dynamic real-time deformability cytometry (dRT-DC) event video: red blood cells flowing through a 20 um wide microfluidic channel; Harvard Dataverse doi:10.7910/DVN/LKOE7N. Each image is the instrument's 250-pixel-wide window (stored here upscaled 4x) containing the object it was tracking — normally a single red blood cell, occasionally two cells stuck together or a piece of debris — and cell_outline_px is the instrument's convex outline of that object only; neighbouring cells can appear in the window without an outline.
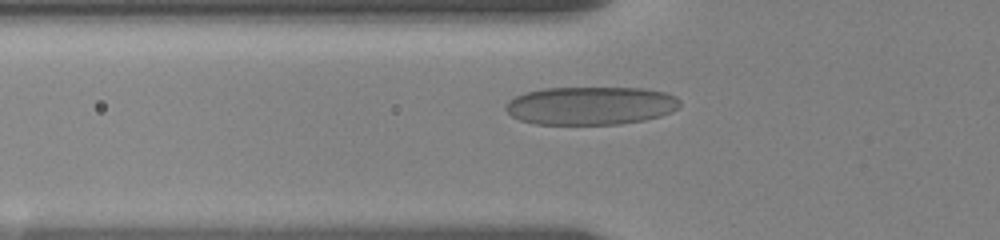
{"species": "human", "species_latin": "Homo sapiens", "temperature_condition": "room temperature", "stored_images_in_passage": 39, "camera_frame_rate_fps": 3000, "um_per_image_px": 0.085, "donor": {"sex": "female"}, "frame": {"image": 1, "passage_image": 2, "time_ms": 0.333, "image_size_px": [1000, 240], "cell_outline_px": [[680, 104], [672, 112], [660, 116], [644, 120], [620, 124], [536, 124], [520, 120], [512, 116], [504, 108], [508, 100], [524, 92], [544, 88], [644, 88], [664, 92], [676, 96], [680, 100]], "centroid_in_image_um": [50.2, 8.98], "position_along_channel_um": 75.6, "area_um2": 38.9}}
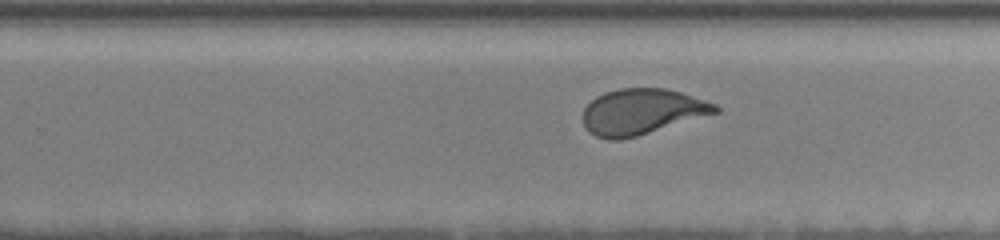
{"frame": {"image": 2, "passage_image": 19, "time_ms": 6.0, "image_size_px": [1000, 240], "cell_outline_px": [[720, 112], [636, 136], [620, 140], [608, 140], [596, 136], [588, 132], [584, 124], [584, 108], [596, 96], [604, 92], [620, 88], [664, 88], [680, 92], [716, 104], [720, 108]], "centroid_in_image_um": [54.55, 9.49], "position_along_channel_um": 275.3, "area_um2": 35.14}}
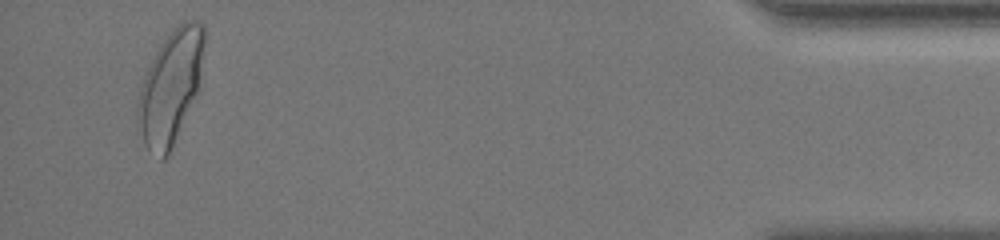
{"frame": {"image": 3, "passage_image": 37, "time_ms": 12.0, "image_size_px": [1000, 240], "cell_outline_px": [[204, 44], [200, 92], [168, 156], [164, 160], [160, 160], [144, 144], [136, 112], [136, 108], [144, 76], [160, 44], [172, 28], [180, 20], [200, 20], [204, 24]], "centroid_in_image_um": [14.55, 7.37], "position_along_channel_um": 420.6, "area_um2": 44.51}, "authors_computed_cell_mechanics": {"area_um2": 36.0094, "velocity_mm_per_s": 3.5115, "shape_relaxation_time_tau1_ms": 5.3058, "shape_relaxation_time_tau2_ms": null, "deformation_change_tau1": 0.1646, "deformation_change_tau2": null}}